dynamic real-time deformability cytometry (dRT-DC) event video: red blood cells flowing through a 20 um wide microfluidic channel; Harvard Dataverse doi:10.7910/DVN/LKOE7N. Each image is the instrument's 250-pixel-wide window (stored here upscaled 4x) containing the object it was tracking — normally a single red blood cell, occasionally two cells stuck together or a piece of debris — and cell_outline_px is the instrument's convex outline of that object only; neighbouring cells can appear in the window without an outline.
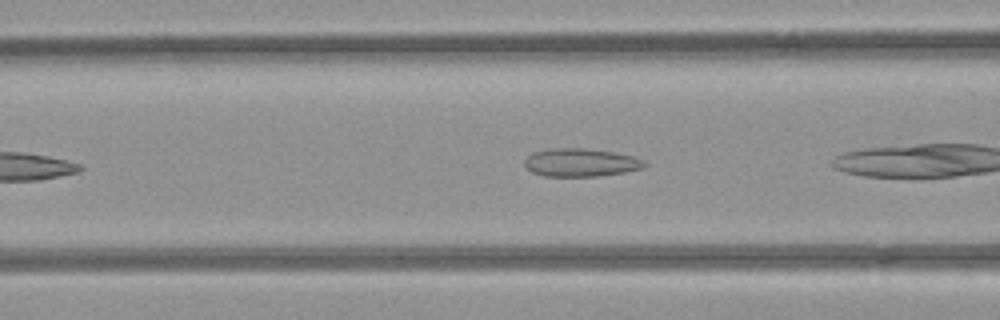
{"species": "common noctule bat (a hibernating species)", "species_latin": "Nyctalus noctula", "temperature_condition": "room temperature", "stored_images_in_passage": 21, "segment_of_instrument_passage": [1, 2], "camera_frame_rate_fps": 3000, "um_per_image_px": 0.085, "animal": {"sex": "female", "body_mass_g": 21.9}, "frame": {"image": 1, "passage_image": 4, "time_ms": 1.0, "image_size_px": [1000, 320], "cell_outline_px": [[648, 164], [644, 168], [624, 172], [600, 176], [544, 176], [532, 172], [524, 164], [524, 160], [532, 152], [552, 148], [584, 148], [612, 152], [632, 156], [644, 160]], "centroid_in_image_um": [49.37, 13.81], "position_along_channel_um": 117.2, "area_um2": 19.65}}
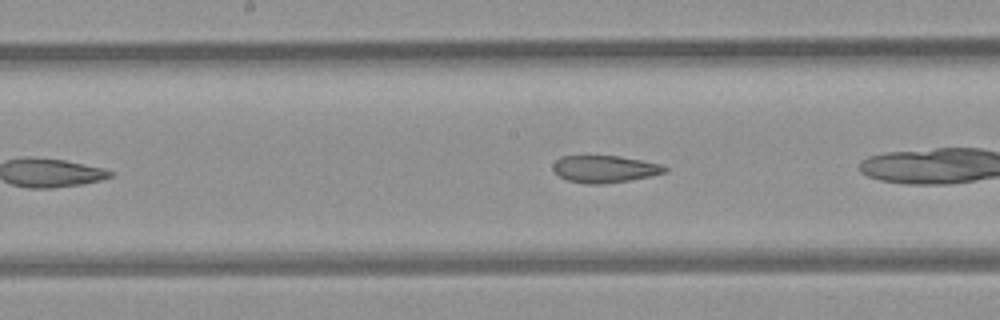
{"frame": {"image": 2, "passage_image": 10, "time_ms": 3.0, "image_size_px": [1000, 320], "cell_outline_px": [[668, 172], [652, 176], [628, 180], [600, 184], [584, 184], [568, 180], [560, 176], [552, 168], [552, 164], [560, 156], [620, 156], [660, 164], [668, 168]], "centroid_in_image_um": [51.4, 14.36], "position_along_channel_um": 196.8, "area_um2": 17.63}}
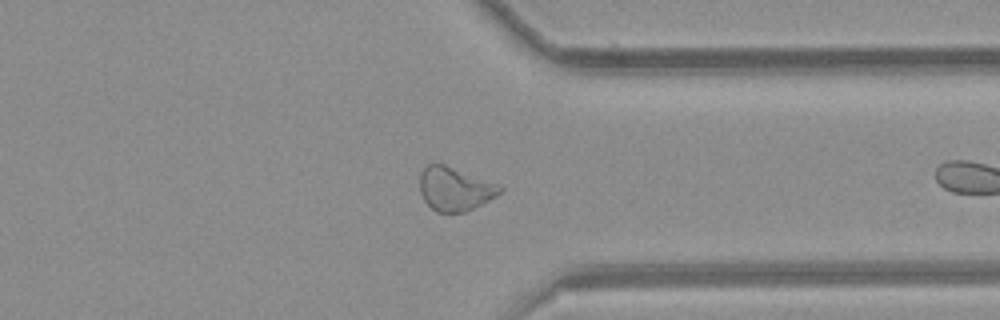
{"frame": {"image": 3, "passage_image": 20, "time_ms": 6.333, "image_size_px": [1000, 320], "cell_outline_px": [[504, 188], [496, 196], [464, 212], [436, 212], [424, 200], [420, 192], [420, 172], [428, 164], [444, 164], [496, 184]], "centroid_in_image_um": [38.62, 16.06], "position_along_channel_um": 372.8, "area_um2": 19.88}}